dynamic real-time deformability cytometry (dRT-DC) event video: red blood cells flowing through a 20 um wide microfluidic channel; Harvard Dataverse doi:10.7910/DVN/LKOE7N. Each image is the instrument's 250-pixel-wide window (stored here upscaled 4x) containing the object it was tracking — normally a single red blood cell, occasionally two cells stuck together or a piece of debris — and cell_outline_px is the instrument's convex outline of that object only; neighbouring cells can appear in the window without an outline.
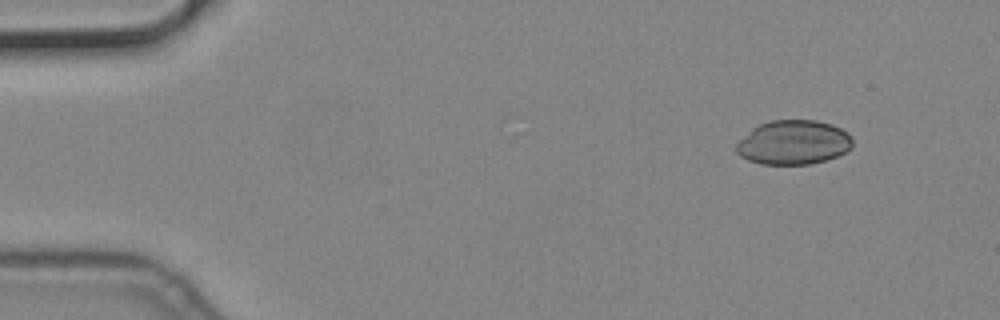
{"species": "common noctule bat (a hibernating species)", "species_latin": "Nyctalus noctula", "temperature_condition": "cold", "stored_images_in_passage": 56, "camera_frame_rate_fps": 3000, "um_per_image_px": 0.085, "animal": {"sex": "male", "body_mass_g": 19.2, "forearm_length_mm": 51.8}, "frame": {"image": 1, "passage_image": 6, "time_ms": 1.667, "image_size_px": [1000, 320], "cell_outline_px": [[852, 148], [836, 156], [824, 160], [808, 164], [760, 164], [748, 160], [740, 156], [736, 152], [736, 144], [752, 128], [768, 120], [816, 120], [832, 124], [848, 132], [852, 136]], "centroid_in_image_um": [67.44, 12.1], "position_along_channel_um": 17.6, "area_um2": 30.06}}
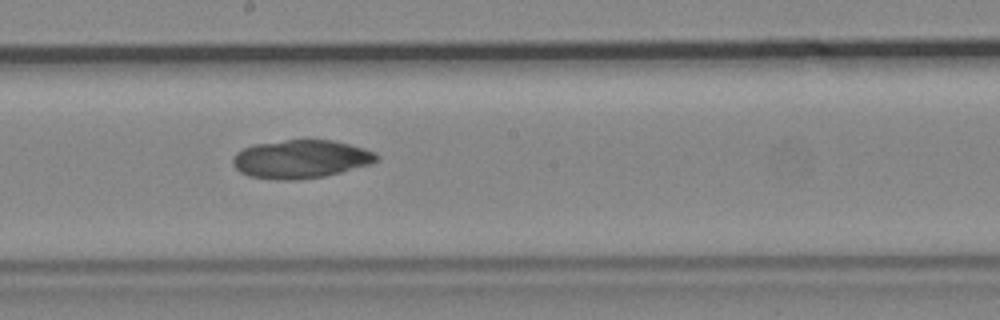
{"frame": {"image": 2, "passage_image": 31, "time_ms": 10.0, "image_size_px": [1000, 320], "cell_outline_px": [[380, 156], [372, 164], [324, 176], [296, 180], [276, 180], [248, 176], [240, 172], [232, 164], [232, 156], [236, 152], [244, 148], [256, 144], [284, 140], [332, 140], [364, 148], [376, 152]], "centroid_in_image_um": [25.56, 13.53], "position_along_channel_um": 222.6, "area_um2": 32.19}}
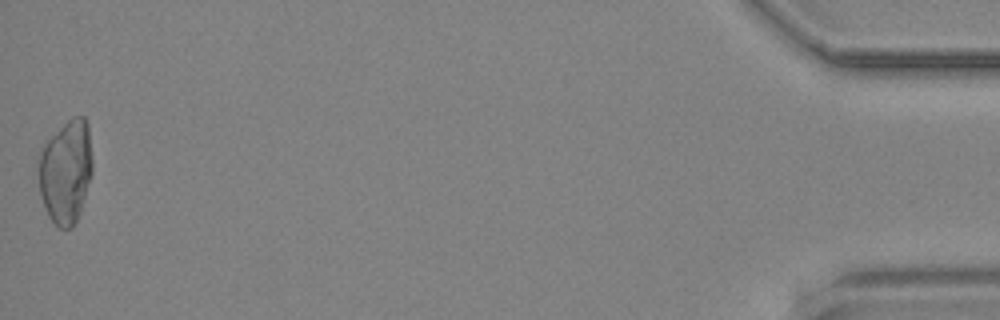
{"frame": {"image": 3, "passage_image": 56, "time_ms": 18.333, "image_size_px": [1000, 320], "cell_outline_px": [[92, 176], [80, 212], [72, 228], [60, 228], [48, 216], [40, 192], [36, 164], [36, 160], [40, 148], [44, 140], [72, 116], [84, 116], [88, 124], [92, 160]], "centroid_in_image_um": [5.56, 14.53], "position_along_channel_um": 429.6, "area_um2": 33.35}}